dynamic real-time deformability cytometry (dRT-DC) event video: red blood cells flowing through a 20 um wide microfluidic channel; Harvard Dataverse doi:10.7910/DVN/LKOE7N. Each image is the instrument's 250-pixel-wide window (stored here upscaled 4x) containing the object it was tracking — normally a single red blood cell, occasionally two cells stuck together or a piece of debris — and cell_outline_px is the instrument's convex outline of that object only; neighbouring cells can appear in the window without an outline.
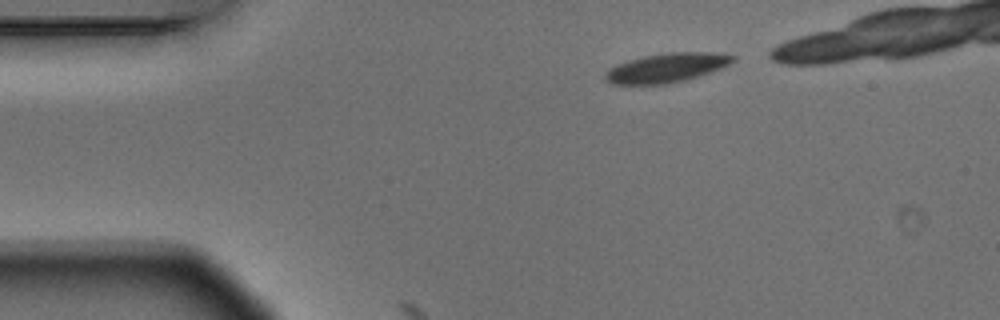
{"species": "Egyptian fruit bat (a non-hibernating species)", "species_latin": "Rousettus aegyptiacus", "temperature_condition": "warm", "stored_images_in_passage": 4, "camera_frame_rate_fps": 3000, "um_per_image_px": 0.085, "animal": {"sex": "male"}, "frame": {"image": 1, "passage_image": 1, "time_ms": 0.0, "image_size_px": [1000, 320], "cell_outline_px": [[736, 60], [720, 68], [684, 80], [664, 84], [612, 84], [604, 76], [612, 68], [620, 64], [644, 56], [668, 52], [724, 52], [736, 56]], "centroid_in_image_um": [56.76, 5.74], "position_along_channel_um": 28.2, "area_um2": 21.21}}
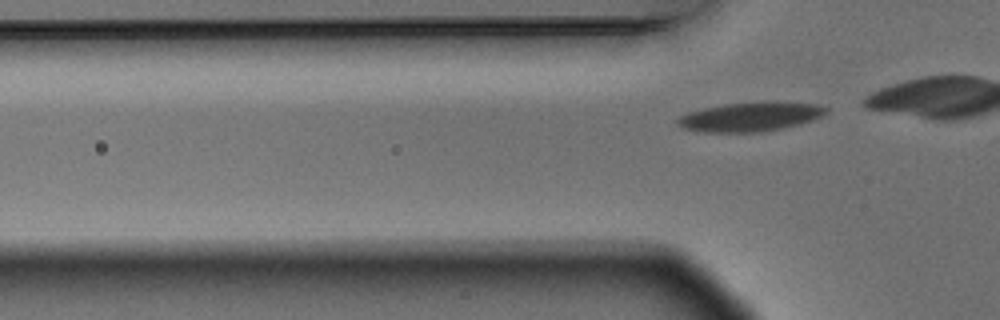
{"frame": {"image": 2, "passage_image": 4, "time_ms": 1.0, "image_size_px": [1000, 320], "cell_outline_px": [[828, 112], [812, 120], [800, 124], [760, 132], [704, 132], [680, 128], [676, 124], [676, 120], [680, 116], [688, 112], [704, 108], [724, 104], [768, 100], [816, 104], [828, 108]], "centroid_in_image_um": [63.76, 9.91], "position_along_channel_um": 62.0, "area_um2": 25.55}}